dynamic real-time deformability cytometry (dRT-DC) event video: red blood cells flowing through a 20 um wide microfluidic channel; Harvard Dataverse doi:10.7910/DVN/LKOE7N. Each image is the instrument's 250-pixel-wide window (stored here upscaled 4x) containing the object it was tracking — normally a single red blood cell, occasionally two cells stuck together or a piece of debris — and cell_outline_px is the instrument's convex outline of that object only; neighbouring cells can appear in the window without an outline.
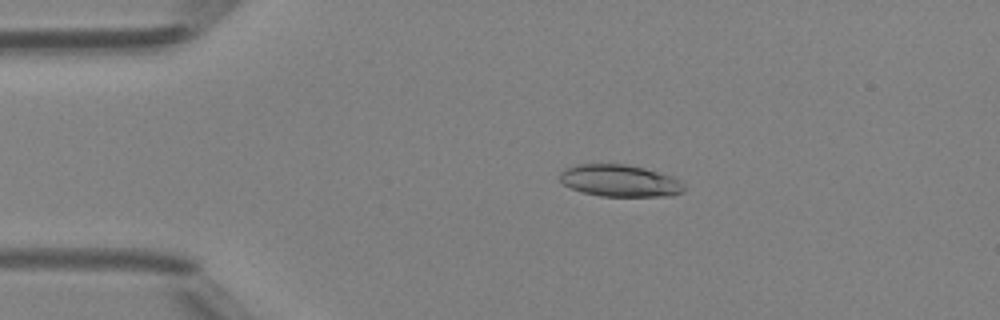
{"species": "Egyptian fruit bat (a non-hibernating species)", "species_latin": "Rousettus aegyptiacus", "temperature_condition": "room temperature", "stored_images_in_passage": 49, "camera_frame_rate_fps": 3000, "um_per_image_px": 0.085, "animal": {"sex": "female"}, "frame": {"image": 1, "passage_image": 10, "time_ms": 3.0, "image_size_px": [1000, 320], "cell_outline_px": [[684, 192], [672, 196], [600, 196], [584, 192], [572, 188], [564, 184], [560, 180], [560, 172], [564, 168], [580, 164], [624, 164], [644, 168], [680, 180], [684, 184]], "centroid_in_image_um": [52.68, 15.37], "position_along_channel_um": 32.3, "area_um2": 22.95}}
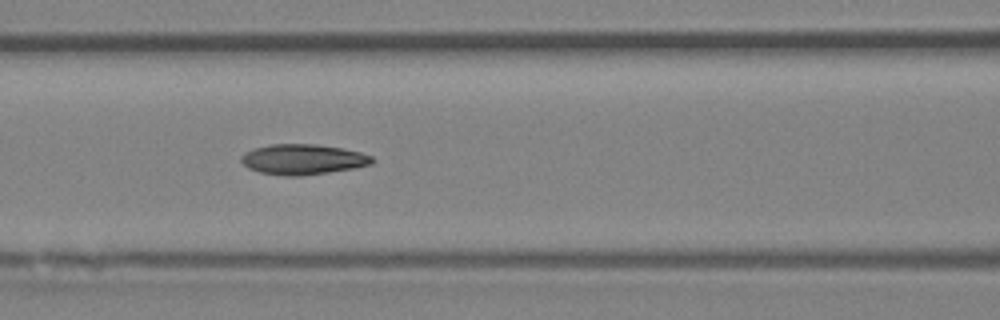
{"frame": {"image": 2, "passage_image": 21, "time_ms": 6.667, "image_size_px": [1000, 320], "cell_outline_px": [[376, 160], [372, 164], [352, 168], [328, 172], [300, 176], [284, 176], [260, 172], [248, 168], [240, 160], [240, 156], [244, 152], [252, 148], [272, 144], [316, 144], [344, 148], [360, 152], [372, 156]], "centroid_in_image_um": [25.73, 13.54], "position_along_channel_um": 140.9, "area_um2": 23.29}}
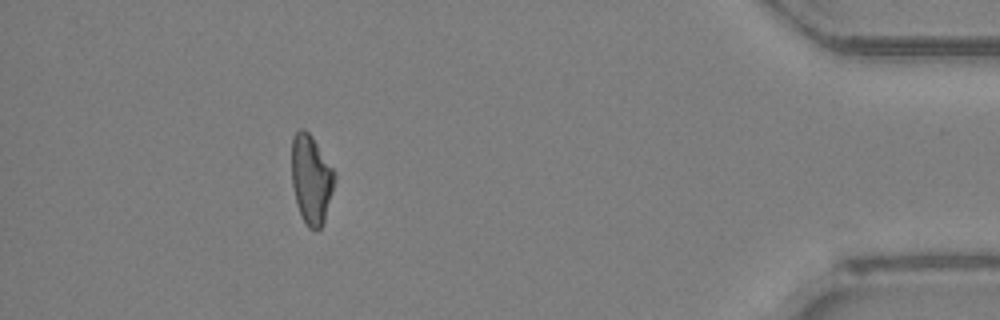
{"frame": {"image": 3, "passage_image": 44, "time_ms": 14.333, "image_size_px": [1000, 320], "cell_outline_px": [[336, 180], [324, 220], [320, 228], [316, 232], [308, 228], [300, 216], [296, 204], [292, 184], [292, 136], [300, 128], [304, 128], [312, 136], [336, 172]], "centroid_in_image_um": [26.45, 15.25], "position_along_channel_um": 408.7, "area_um2": 22.6}, "authors_computed_cell_mechanics": {"area_um2": 22.5998, "velocity_mm_per_s": 4.2282, "shape_relaxation_time_tau1_ms": 5.1692, "shape_relaxation_time_tau2_ms": 4.9107, "deformation_change_tau1": 0.1535, "deformation_change_tau2": 0.1321}}